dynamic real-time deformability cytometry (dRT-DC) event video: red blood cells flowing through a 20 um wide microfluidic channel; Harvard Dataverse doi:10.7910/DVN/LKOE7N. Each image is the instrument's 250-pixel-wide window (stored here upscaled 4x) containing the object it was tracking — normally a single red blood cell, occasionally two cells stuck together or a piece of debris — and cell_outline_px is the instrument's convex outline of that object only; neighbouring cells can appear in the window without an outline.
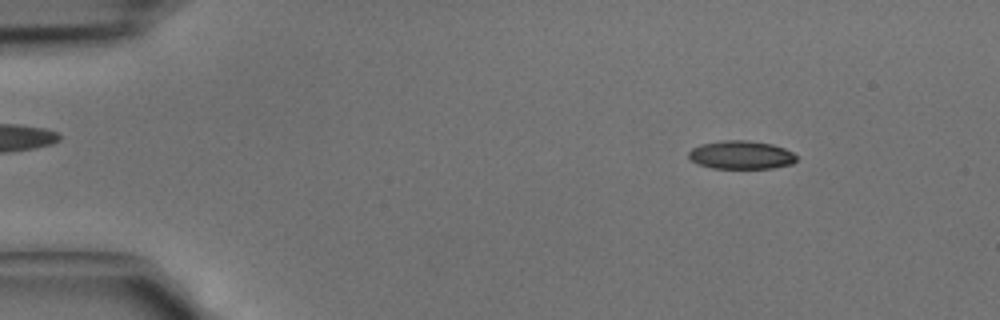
{"species": "common noctule bat (a hibernating species)", "species_latin": "Nyctalus noctula", "temperature_condition": "cold", "stored_images_in_passage": 42, "camera_frame_rate_fps": 3000, "um_per_image_px": 0.085, "animal": {"sex": "male", "body_mass_g": 15.6}, "frame": {"image": 1, "passage_image": 5, "time_ms": 1.333, "image_size_px": [1000, 320], "cell_outline_px": [[796, 160], [792, 164], [772, 168], [712, 168], [700, 164], [692, 160], [688, 156], [688, 152], [692, 148], [700, 144], [720, 140], [748, 140], [772, 144], [784, 148], [792, 152], [796, 156]], "centroid_in_image_um": [62.99, 13.16], "position_along_channel_um": 22.0, "area_um2": 17.8}}
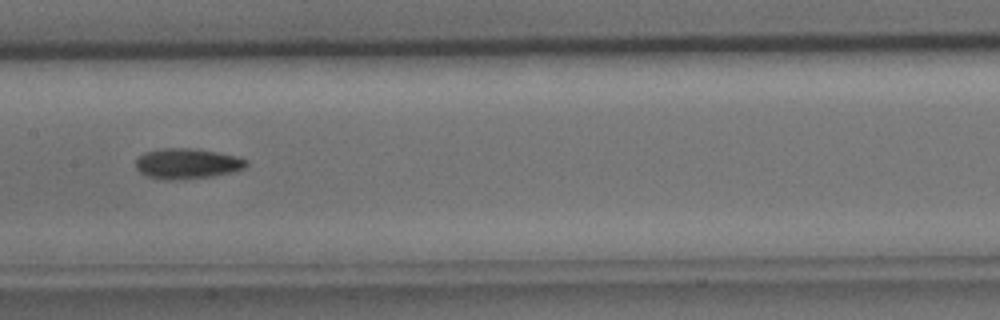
{"frame": {"image": 2, "passage_image": 21, "time_ms": 6.667, "image_size_px": [1000, 320], "cell_outline_px": [[248, 164], [244, 168], [232, 172], [212, 176], [180, 180], [164, 180], [148, 176], [140, 172], [136, 168], [136, 160], [140, 156], [148, 152], [164, 148], [192, 148], [240, 156], [248, 160]], "centroid_in_image_um": [15.95, 13.91], "position_along_channel_um": 191.4, "area_um2": 19.59}}
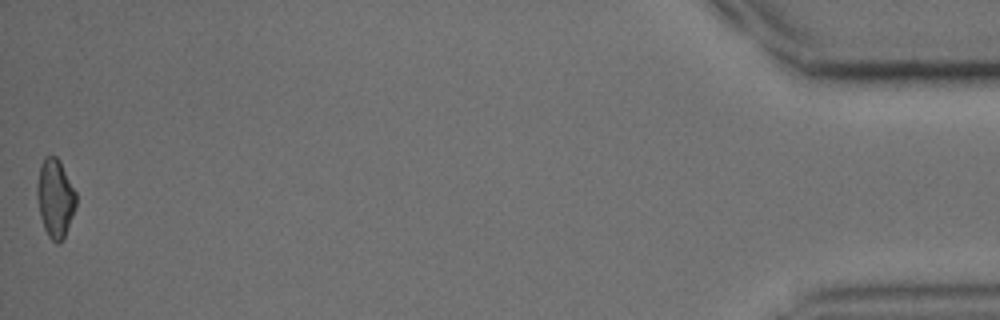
{"frame": {"image": 3, "passage_image": 42, "time_ms": 13.667, "image_size_px": [1000, 320], "cell_outline_px": [[76, 208], [64, 236], [60, 244], [56, 244], [48, 236], [44, 228], [40, 216], [36, 196], [36, 184], [40, 164], [44, 156], [56, 156], [60, 160], [76, 192]], "centroid_in_image_um": [4.68, 16.83], "position_along_channel_um": 430.5, "area_um2": 18.09}}